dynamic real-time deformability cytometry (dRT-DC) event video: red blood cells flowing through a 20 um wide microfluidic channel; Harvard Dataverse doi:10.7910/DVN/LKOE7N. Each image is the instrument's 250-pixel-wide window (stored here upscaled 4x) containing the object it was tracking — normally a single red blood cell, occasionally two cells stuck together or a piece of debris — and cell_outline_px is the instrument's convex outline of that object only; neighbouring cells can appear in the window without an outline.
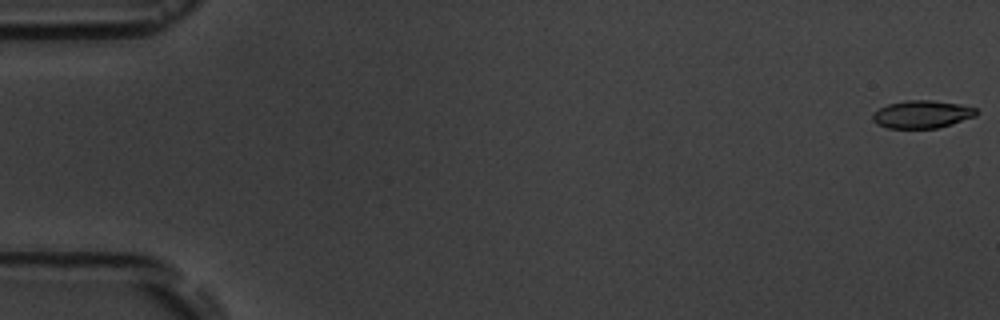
{"species": "common noctule bat (a hibernating species)", "species_latin": "Nyctalus noctula", "temperature_condition": "room temperature", "stored_images_in_passage": 10, "camera_frame_rate_fps": 3000, "um_per_image_px": 0.085, "animal": {"sex": "male", "body_mass_g": 19.5, "forearm_length_mm": 54.6}, "frame": {"image": 1, "passage_image": 1, "time_ms": 0.0, "image_size_px": [1000, 320], "cell_outline_px": [[980, 112], [976, 116], [952, 124], [936, 128], [888, 128], [876, 124], [872, 120], [872, 116], [880, 108], [888, 104], [908, 100], [932, 100], [960, 104], [976, 108]], "centroid_in_image_um": [78.4, 9.71], "position_along_channel_um": 6.6, "area_um2": 16.76}}
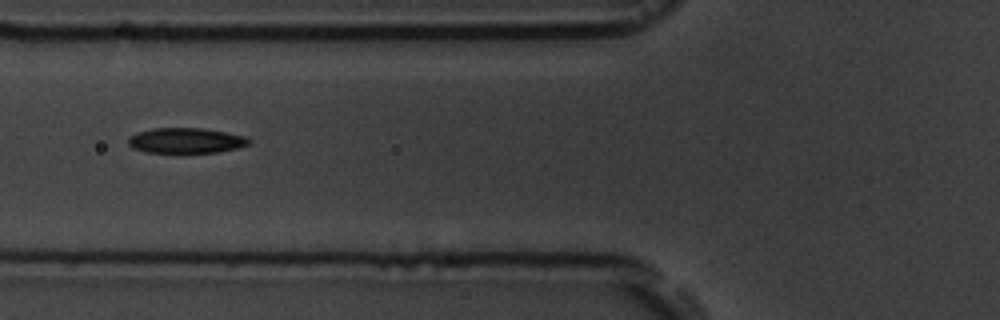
{"frame": {"image": 2, "passage_image": 7, "time_ms": 7.0, "image_size_px": [1000, 320], "cell_outline_px": [[252, 140], [248, 144], [236, 148], [216, 152], [144, 152], [132, 148], [128, 144], [128, 136], [136, 132], [152, 128], [204, 128], [248, 136]], "centroid_in_image_um": [15.78, 11.93], "position_along_channel_um": 110.0, "area_um2": 17.92}}
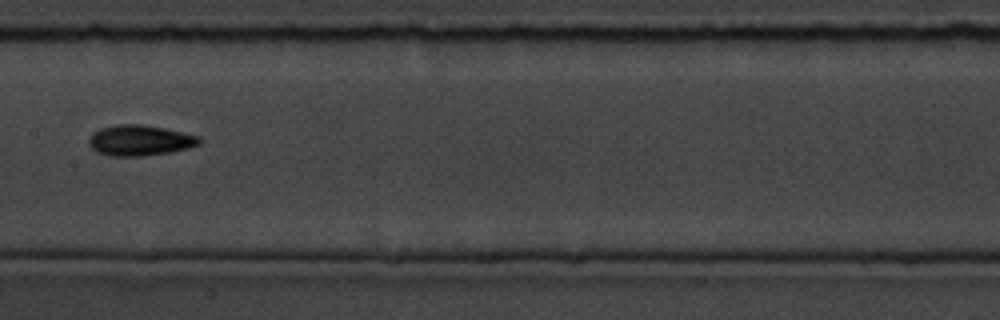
{"frame": {"image": 3, "passage_image": 9, "time_ms": 9.333, "image_size_px": [1000, 320], "cell_outline_px": [[204, 140], [200, 144], [188, 148], [168, 152], [144, 156], [108, 156], [96, 152], [88, 144], [88, 140], [92, 132], [100, 128], [120, 124], [140, 124], [164, 128], [200, 136]], "centroid_in_image_um": [11.88, 11.93], "position_along_channel_um": 195.5, "area_um2": 19.88}}